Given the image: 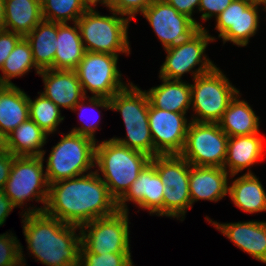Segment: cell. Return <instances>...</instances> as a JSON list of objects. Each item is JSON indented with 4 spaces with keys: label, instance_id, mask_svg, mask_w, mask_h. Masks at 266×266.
I'll return each instance as SVG.
<instances>
[{
    "label": "cell",
    "instance_id": "obj_23",
    "mask_svg": "<svg viewBox=\"0 0 266 266\" xmlns=\"http://www.w3.org/2000/svg\"><path fill=\"white\" fill-rule=\"evenodd\" d=\"M160 80L161 85L146 91L149 102L161 110L186 114L191 106V85L183 80Z\"/></svg>",
    "mask_w": 266,
    "mask_h": 266
},
{
    "label": "cell",
    "instance_id": "obj_9",
    "mask_svg": "<svg viewBox=\"0 0 266 266\" xmlns=\"http://www.w3.org/2000/svg\"><path fill=\"white\" fill-rule=\"evenodd\" d=\"M216 39L206 28L199 29L189 39L164 49L167 55L160 68L159 78L181 81L185 73L190 72L194 79L212 70L216 65L207 57L205 51L209 42ZM197 65L199 67L196 69Z\"/></svg>",
    "mask_w": 266,
    "mask_h": 266
},
{
    "label": "cell",
    "instance_id": "obj_22",
    "mask_svg": "<svg viewBox=\"0 0 266 266\" xmlns=\"http://www.w3.org/2000/svg\"><path fill=\"white\" fill-rule=\"evenodd\" d=\"M57 23L54 69L75 70L86 52L76 22Z\"/></svg>",
    "mask_w": 266,
    "mask_h": 266
},
{
    "label": "cell",
    "instance_id": "obj_39",
    "mask_svg": "<svg viewBox=\"0 0 266 266\" xmlns=\"http://www.w3.org/2000/svg\"><path fill=\"white\" fill-rule=\"evenodd\" d=\"M22 38V35L12 31L4 30L0 32V68Z\"/></svg>",
    "mask_w": 266,
    "mask_h": 266
},
{
    "label": "cell",
    "instance_id": "obj_44",
    "mask_svg": "<svg viewBox=\"0 0 266 266\" xmlns=\"http://www.w3.org/2000/svg\"><path fill=\"white\" fill-rule=\"evenodd\" d=\"M6 30L4 0H0V32Z\"/></svg>",
    "mask_w": 266,
    "mask_h": 266
},
{
    "label": "cell",
    "instance_id": "obj_16",
    "mask_svg": "<svg viewBox=\"0 0 266 266\" xmlns=\"http://www.w3.org/2000/svg\"><path fill=\"white\" fill-rule=\"evenodd\" d=\"M164 187L156 168L150 162L140 172L127 192L117 201V209L129 212L126 202L130 201L140 209L148 210L152 215L163 216Z\"/></svg>",
    "mask_w": 266,
    "mask_h": 266
},
{
    "label": "cell",
    "instance_id": "obj_11",
    "mask_svg": "<svg viewBox=\"0 0 266 266\" xmlns=\"http://www.w3.org/2000/svg\"><path fill=\"white\" fill-rule=\"evenodd\" d=\"M119 55L88 52L74 70L79 78L84 95L88 90L93 95L111 98L115 93L126 88L122 74L117 67Z\"/></svg>",
    "mask_w": 266,
    "mask_h": 266
},
{
    "label": "cell",
    "instance_id": "obj_45",
    "mask_svg": "<svg viewBox=\"0 0 266 266\" xmlns=\"http://www.w3.org/2000/svg\"><path fill=\"white\" fill-rule=\"evenodd\" d=\"M85 2L90 6V7H96L97 4L101 3L104 6H108L110 0H85Z\"/></svg>",
    "mask_w": 266,
    "mask_h": 266
},
{
    "label": "cell",
    "instance_id": "obj_28",
    "mask_svg": "<svg viewBox=\"0 0 266 266\" xmlns=\"http://www.w3.org/2000/svg\"><path fill=\"white\" fill-rule=\"evenodd\" d=\"M48 136L29 118L7 136L8 150L14 156H44Z\"/></svg>",
    "mask_w": 266,
    "mask_h": 266
},
{
    "label": "cell",
    "instance_id": "obj_5",
    "mask_svg": "<svg viewBox=\"0 0 266 266\" xmlns=\"http://www.w3.org/2000/svg\"><path fill=\"white\" fill-rule=\"evenodd\" d=\"M109 11L112 12L111 16L100 15L95 7H90L76 22L85 50L112 55L131 54L128 41L131 20L113 10Z\"/></svg>",
    "mask_w": 266,
    "mask_h": 266
},
{
    "label": "cell",
    "instance_id": "obj_18",
    "mask_svg": "<svg viewBox=\"0 0 266 266\" xmlns=\"http://www.w3.org/2000/svg\"><path fill=\"white\" fill-rule=\"evenodd\" d=\"M40 75L44 83L41 93L59 108L72 110L84 97L81 83L74 70L47 69Z\"/></svg>",
    "mask_w": 266,
    "mask_h": 266
},
{
    "label": "cell",
    "instance_id": "obj_46",
    "mask_svg": "<svg viewBox=\"0 0 266 266\" xmlns=\"http://www.w3.org/2000/svg\"><path fill=\"white\" fill-rule=\"evenodd\" d=\"M251 1L255 3L263 4L264 7H262V10L266 12V0H251Z\"/></svg>",
    "mask_w": 266,
    "mask_h": 266
},
{
    "label": "cell",
    "instance_id": "obj_34",
    "mask_svg": "<svg viewBox=\"0 0 266 266\" xmlns=\"http://www.w3.org/2000/svg\"><path fill=\"white\" fill-rule=\"evenodd\" d=\"M163 193V216L183 221L187 210L192 208L189 190H178L165 186Z\"/></svg>",
    "mask_w": 266,
    "mask_h": 266
},
{
    "label": "cell",
    "instance_id": "obj_41",
    "mask_svg": "<svg viewBox=\"0 0 266 266\" xmlns=\"http://www.w3.org/2000/svg\"><path fill=\"white\" fill-rule=\"evenodd\" d=\"M14 155L10 152L0 154V190H3L9 178Z\"/></svg>",
    "mask_w": 266,
    "mask_h": 266
},
{
    "label": "cell",
    "instance_id": "obj_30",
    "mask_svg": "<svg viewBox=\"0 0 266 266\" xmlns=\"http://www.w3.org/2000/svg\"><path fill=\"white\" fill-rule=\"evenodd\" d=\"M34 68L36 73L41 71L36 67L33 60L32 49L29 42L23 37L9 54L0 70V85H15L11 79L22 77Z\"/></svg>",
    "mask_w": 266,
    "mask_h": 266
},
{
    "label": "cell",
    "instance_id": "obj_27",
    "mask_svg": "<svg viewBox=\"0 0 266 266\" xmlns=\"http://www.w3.org/2000/svg\"><path fill=\"white\" fill-rule=\"evenodd\" d=\"M57 23L42 20L25 38L29 42L34 63L40 70L54 69Z\"/></svg>",
    "mask_w": 266,
    "mask_h": 266
},
{
    "label": "cell",
    "instance_id": "obj_10",
    "mask_svg": "<svg viewBox=\"0 0 266 266\" xmlns=\"http://www.w3.org/2000/svg\"><path fill=\"white\" fill-rule=\"evenodd\" d=\"M228 138L219 123L190 121L180 155L191 165L223 168Z\"/></svg>",
    "mask_w": 266,
    "mask_h": 266
},
{
    "label": "cell",
    "instance_id": "obj_32",
    "mask_svg": "<svg viewBox=\"0 0 266 266\" xmlns=\"http://www.w3.org/2000/svg\"><path fill=\"white\" fill-rule=\"evenodd\" d=\"M39 96L29 100V117L33 120L46 134L50 135L56 132L59 124L64 120L61 116L60 108L41 92Z\"/></svg>",
    "mask_w": 266,
    "mask_h": 266
},
{
    "label": "cell",
    "instance_id": "obj_26",
    "mask_svg": "<svg viewBox=\"0 0 266 266\" xmlns=\"http://www.w3.org/2000/svg\"><path fill=\"white\" fill-rule=\"evenodd\" d=\"M6 30L25 37L43 19L40 0H4Z\"/></svg>",
    "mask_w": 266,
    "mask_h": 266
},
{
    "label": "cell",
    "instance_id": "obj_1",
    "mask_svg": "<svg viewBox=\"0 0 266 266\" xmlns=\"http://www.w3.org/2000/svg\"><path fill=\"white\" fill-rule=\"evenodd\" d=\"M117 201L97 171L49 184L44 213L63 223L83 226L114 214Z\"/></svg>",
    "mask_w": 266,
    "mask_h": 266
},
{
    "label": "cell",
    "instance_id": "obj_19",
    "mask_svg": "<svg viewBox=\"0 0 266 266\" xmlns=\"http://www.w3.org/2000/svg\"><path fill=\"white\" fill-rule=\"evenodd\" d=\"M230 174L220 167L190 166L189 192L191 204L199 200L218 202L229 190Z\"/></svg>",
    "mask_w": 266,
    "mask_h": 266
},
{
    "label": "cell",
    "instance_id": "obj_3",
    "mask_svg": "<svg viewBox=\"0 0 266 266\" xmlns=\"http://www.w3.org/2000/svg\"><path fill=\"white\" fill-rule=\"evenodd\" d=\"M150 161L148 154L128 148L112 138L95 145V167L98 168L95 171L116 201L127 192Z\"/></svg>",
    "mask_w": 266,
    "mask_h": 266
},
{
    "label": "cell",
    "instance_id": "obj_35",
    "mask_svg": "<svg viewBox=\"0 0 266 266\" xmlns=\"http://www.w3.org/2000/svg\"><path fill=\"white\" fill-rule=\"evenodd\" d=\"M13 233L0 234V266H25L23 246Z\"/></svg>",
    "mask_w": 266,
    "mask_h": 266
},
{
    "label": "cell",
    "instance_id": "obj_38",
    "mask_svg": "<svg viewBox=\"0 0 266 266\" xmlns=\"http://www.w3.org/2000/svg\"><path fill=\"white\" fill-rule=\"evenodd\" d=\"M232 2L233 0H200L197 12H202L201 19L206 22L213 16L216 18Z\"/></svg>",
    "mask_w": 266,
    "mask_h": 266
},
{
    "label": "cell",
    "instance_id": "obj_13",
    "mask_svg": "<svg viewBox=\"0 0 266 266\" xmlns=\"http://www.w3.org/2000/svg\"><path fill=\"white\" fill-rule=\"evenodd\" d=\"M263 4L251 0H233L216 18L215 29L223 44L232 42L238 47L247 46L259 28L260 9ZM259 11V12H258Z\"/></svg>",
    "mask_w": 266,
    "mask_h": 266
},
{
    "label": "cell",
    "instance_id": "obj_6",
    "mask_svg": "<svg viewBox=\"0 0 266 266\" xmlns=\"http://www.w3.org/2000/svg\"><path fill=\"white\" fill-rule=\"evenodd\" d=\"M93 139L69 131L52 147L46 161V177L49 184L91 173L95 167ZM89 170V171H88Z\"/></svg>",
    "mask_w": 266,
    "mask_h": 266
},
{
    "label": "cell",
    "instance_id": "obj_17",
    "mask_svg": "<svg viewBox=\"0 0 266 266\" xmlns=\"http://www.w3.org/2000/svg\"><path fill=\"white\" fill-rule=\"evenodd\" d=\"M206 220L243 252L266 264V221L219 223L207 216Z\"/></svg>",
    "mask_w": 266,
    "mask_h": 266
},
{
    "label": "cell",
    "instance_id": "obj_42",
    "mask_svg": "<svg viewBox=\"0 0 266 266\" xmlns=\"http://www.w3.org/2000/svg\"><path fill=\"white\" fill-rule=\"evenodd\" d=\"M14 208L15 206L5 195L4 190H0V226L6 222V218Z\"/></svg>",
    "mask_w": 266,
    "mask_h": 266
},
{
    "label": "cell",
    "instance_id": "obj_33",
    "mask_svg": "<svg viewBox=\"0 0 266 266\" xmlns=\"http://www.w3.org/2000/svg\"><path fill=\"white\" fill-rule=\"evenodd\" d=\"M88 95H86L80 102H78L74 108L72 109V111L76 112V111H80V113H78L79 117L82 119L81 115L82 112H84V109L86 111V108H92L93 110H95V108L98 110L100 107L104 108L105 110H110V101L109 98L106 97H99V96H91V97H87ZM88 100V101H87ZM89 103H87V102ZM87 104V105H86ZM91 110V111H93ZM94 112V111H93ZM99 116V115H98ZM92 117V115H91ZM96 117V116H95ZM95 117H92L95 119ZM90 118V119H92ZM80 119V120H81ZM85 117H83V119L81 120L82 126L81 127H74L73 129H71V132L77 133L79 135H83V136H87L91 139H93L94 141H96L97 139H95V133L96 130L99 127V121L101 120L99 118V120L97 121V119L88 121L90 123H86V121L84 122Z\"/></svg>",
    "mask_w": 266,
    "mask_h": 266
},
{
    "label": "cell",
    "instance_id": "obj_4",
    "mask_svg": "<svg viewBox=\"0 0 266 266\" xmlns=\"http://www.w3.org/2000/svg\"><path fill=\"white\" fill-rule=\"evenodd\" d=\"M110 110L120 112L126 127V137L112 139L128 148L154 157V144L148 123L149 98L132 82L110 99Z\"/></svg>",
    "mask_w": 266,
    "mask_h": 266
},
{
    "label": "cell",
    "instance_id": "obj_2",
    "mask_svg": "<svg viewBox=\"0 0 266 266\" xmlns=\"http://www.w3.org/2000/svg\"><path fill=\"white\" fill-rule=\"evenodd\" d=\"M21 218L27 249L46 266H79L81 229L44 212L26 213ZM76 234V231H78Z\"/></svg>",
    "mask_w": 266,
    "mask_h": 266
},
{
    "label": "cell",
    "instance_id": "obj_12",
    "mask_svg": "<svg viewBox=\"0 0 266 266\" xmlns=\"http://www.w3.org/2000/svg\"><path fill=\"white\" fill-rule=\"evenodd\" d=\"M129 212L94 219L80 227L82 245L93 254L131 253L129 240Z\"/></svg>",
    "mask_w": 266,
    "mask_h": 266
},
{
    "label": "cell",
    "instance_id": "obj_43",
    "mask_svg": "<svg viewBox=\"0 0 266 266\" xmlns=\"http://www.w3.org/2000/svg\"><path fill=\"white\" fill-rule=\"evenodd\" d=\"M9 152L8 150V138L7 135H5L0 130V154Z\"/></svg>",
    "mask_w": 266,
    "mask_h": 266
},
{
    "label": "cell",
    "instance_id": "obj_37",
    "mask_svg": "<svg viewBox=\"0 0 266 266\" xmlns=\"http://www.w3.org/2000/svg\"><path fill=\"white\" fill-rule=\"evenodd\" d=\"M153 1L154 0H110L106 8L133 20L137 16L136 14H141Z\"/></svg>",
    "mask_w": 266,
    "mask_h": 266
},
{
    "label": "cell",
    "instance_id": "obj_36",
    "mask_svg": "<svg viewBox=\"0 0 266 266\" xmlns=\"http://www.w3.org/2000/svg\"><path fill=\"white\" fill-rule=\"evenodd\" d=\"M131 253H104L97 255L81 245L79 266H134Z\"/></svg>",
    "mask_w": 266,
    "mask_h": 266
},
{
    "label": "cell",
    "instance_id": "obj_24",
    "mask_svg": "<svg viewBox=\"0 0 266 266\" xmlns=\"http://www.w3.org/2000/svg\"><path fill=\"white\" fill-rule=\"evenodd\" d=\"M240 91L230 101L219 125L229 136H248L259 133V116L245 100H240Z\"/></svg>",
    "mask_w": 266,
    "mask_h": 266
},
{
    "label": "cell",
    "instance_id": "obj_14",
    "mask_svg": "<svg viewBox=\"0 0 266 266\" xmlns=\"http://www.w3.org/2000/svg\"><path fill=\"white\" fill-rule=\"evenodd\" d=\"M164 49L175 46L195 34L199 28L166 0H154L142 13Z\"/></svg>",
    "mask_w": 266,
    "mask_h": 266
},
{
    "label": "cell",
    "instance_id": "obj_31",
    "mask_svg": "<svg viewBox=\"0 0 266 266\" xmlns=\"http://www.w3.org/2000/svg\"><path fill=\"white\" fill-rule=\"evenodd\" d=\"M42 19L67 23L77 22L78 19L90 8L85 0H40Z\"/></svg>",
    "mask_w": 266,
    "mask_h": 266
},
{
    "label": "cell",
    "instance_id": "obj_8",
    "mask_svg": "<svg viewBox=\"0 0 266 266\" xmlns=\"http://www.w3.org/2000/svg\"><path fill=\"white\" fill-rule=\"evenodd\" d=\"M192 81L194 84H190L191 108L195 115L192 114L191 121L219 123L239 90L217 66Z\"/></svg>",
    "mask_w": 266,
    "mask_h": 266
},
{
    "label": "cell",
    "instance_id": "obj_40",
    "mask_svg": "<svg viewBox=\"0 0 266 266\" xmlns=\"http://www.w3.org/2000/svg\"><path fill=\"white\" fill-rule=\"evenodd\" d=\"M180 14L186 15L192 19L199 29H205L199 22L193 18L194 9L198 8L200 0H166Z\"/></svg>",
    "mask_w": 266,
    "mask_h": 266
},
{
    "label": "cell",
    "instance_id": "obj_7",
    "mask_svg": "<svg viewBox=\"0 0 266 266\" xmlns=\"http://www.w3.org/2000/svg\"><path fill=\"white\" fill-rule=\"evenodd\" d=\"M44 156H14L9 178L4 187L5 195L15 207L22 208L26 200L33 199L43 204L41 207H29L26 213H41L44 211L49 183L44 172ZM21 206V207H20Z\"/></svg>",
    "mask_w": 266,
    "mask_h": 266
},
{
    "label": "cell",
    "instance_id": "obj_25",
    "mask_svg": "<svg viewBox=\"0 0 266 266\" xmlns=\"http://www.w3.org/2000/svg\"><path fill=\"white\" fill-rule=\"evenodd\" d=\"M228 195L234 205L243 212H266V191L254 173H244L235 178L229 186Z\"/></svg>",
    "mask_w": 266,
    "mask_h": 266
},
{
    "label": "cell",
    "instance_id": "obj_20",
    "mask_svg": "<svg viewBox=\"0 0 266 266\" xmlns=\"http://www.w3.org/2000/svg\"><path fill=\"white\" fill-rule=\"evenodd\" d=\"M264 143L265 139L260 136V133L228 138L223 168L230 173L231 179L247 168L249 170L245 174H253L250 170L251 166L258 163L265 155Z\"/></svg>",
    "mask_w": 266,
    "mask_h": 266
},
{
    "label": "cell",
    "instance_id": "obj_15",
    "mask_svg": "<svg viewBox=\"0 0 266 266\" xmlns=\"http://www.w3.org/2000/svg\"><path fill=\"white\" fill-rule=\"evenodd\" d=\"M187 114L155 108L149 102L148 123L156 155L180 154L183 151L190 121Z\"/></svg>",
    "mask_w": 266,
    "mask_h": 266
},
{
    "label": "cell",
    "instance_id": "obj_21",
    "mask_svg": "<svg viewBox=\"0 0 266 266\" xmlns=\"http://www.w3.org/2000/svg\"><path fill=\"white\" fill-rule=\"evenodd\" d=\"M29 117V100L16 85H0V130L9 135Z\"/></svg>",
    "mask_w": 266,
    "mask_h": 266
},
{
    "label": "cell",
    "instance_id": "obj_29",
    "mask_svg": "<svg viewBox=\"0 0 266 266\" xmlns=\"http://www.w3.org/2000/svg\"><path fill=\"white\" fill-rule=\"evenodd\" d=\"M162 183L168 188L189 190L191 164L180 154L156 155L150 161Z\"/></svg>",
    "mask_w": 266,
    "mask_h": 266
}]
</instances>
